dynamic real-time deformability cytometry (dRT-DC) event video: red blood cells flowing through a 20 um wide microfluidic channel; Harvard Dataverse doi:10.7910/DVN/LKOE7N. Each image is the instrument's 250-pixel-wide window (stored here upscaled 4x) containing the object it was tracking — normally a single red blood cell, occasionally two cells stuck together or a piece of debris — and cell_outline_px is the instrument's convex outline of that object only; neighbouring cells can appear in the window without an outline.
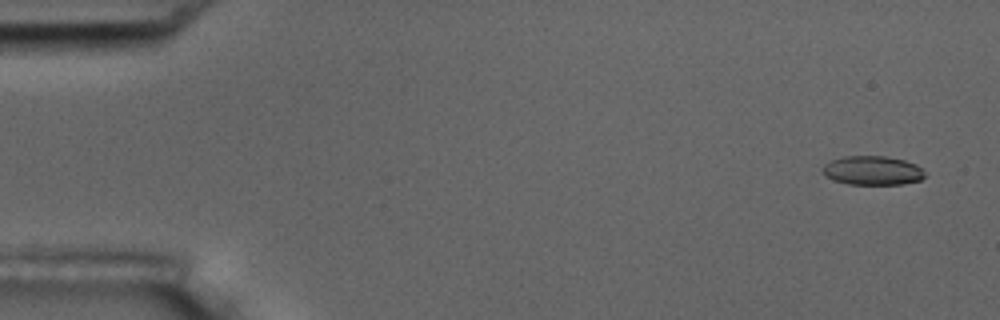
{"species": "common noctule bat (a hibernating species)", "species_latin": "Nyctalus noctula", "temperature_condition": "room temperature", "stored_images_in_passage": 2, "camera_frame_rate_fps": 3000, "um_per_image_px": 0.085, "animal": {"sex": "male", "body_mass_g": 17.5, "forearm_length_mm": 52.3}, "frame": {"image": 1, "passage_image": 2, "time_ms": 1.333, "image_size_px": [1000, 320], "cell_outline_px": [[924, 176], [920, 180], [900, 184], [848, 184], [824, 176], [820, 168], [824, 164], [832, 160], [844, 156], [884, 156], [904, 160], [916, 164], [924, 172]], "centroid_in_image_um": [74.12, 14.49], "position_along_channel_um": 10.9, "area_um2": 17.22}}